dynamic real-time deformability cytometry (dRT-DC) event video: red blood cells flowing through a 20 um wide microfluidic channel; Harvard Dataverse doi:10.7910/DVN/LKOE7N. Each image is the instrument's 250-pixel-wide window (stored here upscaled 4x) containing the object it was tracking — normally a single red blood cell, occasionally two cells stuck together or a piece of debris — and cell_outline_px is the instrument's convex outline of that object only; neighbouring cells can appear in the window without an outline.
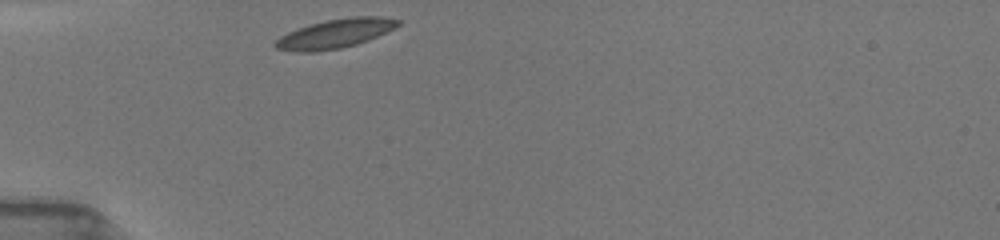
{"species": "common noctule bat (a hibernating species)", "species_latin": "Nyctalus noctula", "temperature_condition": "room temperature", "stored_images_in_passage": 22, "camera_frame_rate_fps": 3000, "um_per_image_px": 0.085, "animal": {"sex": "female", "body_mass_g": 19.5, "forearm_length_mm": 54.1}, "frame": {"image": 1, "passage_image": 1, "time_ms": 0.0, "image_size_px": [1000, 240], "cell_outline_px": [[400, 24], [368, 40], [356, 44], [340, 48], [316, 52], [296, 52], [276, 48], [272, 44], [280, 36], [296, 28], [308, 24], [328, 20], [352, 16], [380, 16], [400, 20]], "centroid_in_image_um": [28.43, 2.86], "position_along_channel_um": 56.6, "area_um2": 20.69}}
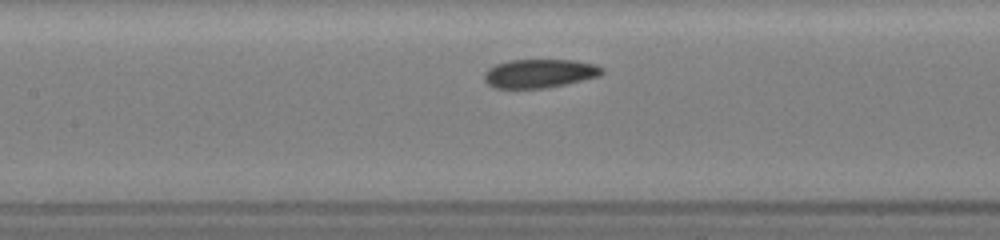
{"frame": {"image": 2, "passage_image": 10, "time_ms": 3.0, "image_size_px": [1000, 240], "cell_outline_px": [[604, 72], [600, 76], [564, 84], [544, 88], [492, 88], [484, 80], [484, 72], [488, 68], [496, 64], [508, 60], [576, 60], [596, 64], [604, 68]], "centroid_in_image_um": [45.86, 6.23], "position_along_channel_um": 161.5, "area_um2": 19.83}}
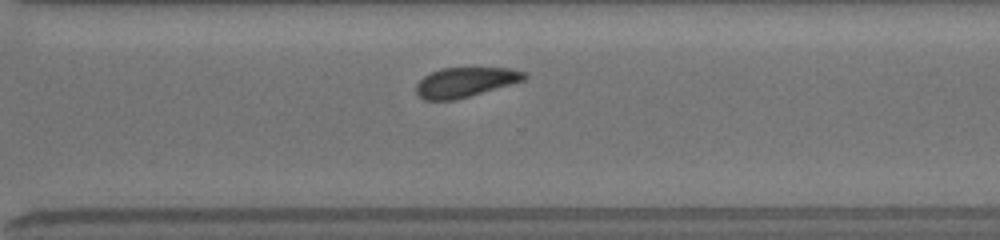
{"frame": {"image": 3, "passage_image": 22, "time_ms": 7.333, "image_size_px": [1000, 240], "cell_outline_px": [[528, 76], [524, 80], [512, 84], [456, 100], [424, 100], [416, 96], [416, 84], [424, 76], [440, 68], [508, 68], [528, 72]], "centroid_in_image_um": [39.55, 6.99], "position_along_channel_um": 331.1, "area_um2": 18.9}}